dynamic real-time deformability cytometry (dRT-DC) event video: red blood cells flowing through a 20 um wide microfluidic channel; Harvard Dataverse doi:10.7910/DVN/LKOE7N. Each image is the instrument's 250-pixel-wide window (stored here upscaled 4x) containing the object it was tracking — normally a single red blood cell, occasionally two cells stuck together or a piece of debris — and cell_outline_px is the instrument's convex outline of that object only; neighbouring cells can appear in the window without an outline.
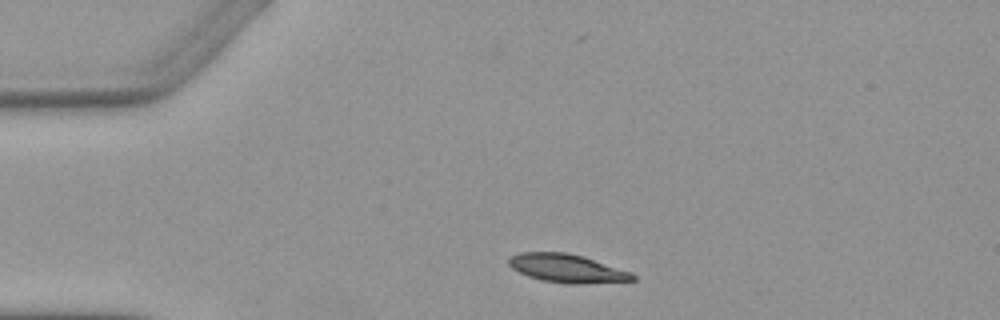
{"species": "Egyptian fruit bat (a non-hibernating species)", "species_latin": "Rousettus aegyptiacus", "temperature_condition": "warm", "stored_images_in_passage": 2, "camera_frame_rate_fps": 3000, "um_per_image_px": 0.085, "animal": {"sex": "female"}, "frame": {"image": 1, "passage_image": 1, "time_ms": 0.0, "image_size_px": [1000, 320], "cell_outline_px": [[636, 280], [580, 284], [568, 284], [544, 280], [528, 276], [512, 268], [508, 264], [508, 260], [512, 256], [520, 252], [568, 252], [632, 272], [636, 276]], "centroid_in_image_um": [48.2, 22.81], "position_along_channel_um": 36.8, "area_um2": 20.29}}